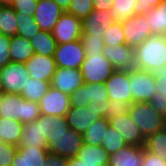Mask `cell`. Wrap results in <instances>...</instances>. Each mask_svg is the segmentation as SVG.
<instances>
[{
	"label": "cell",
	"instance_id": "obj_27",
	"mask_svg": "<svg viewBox=\"0 0 166 166\" xmlns=\"http://www.w3.org/2000/svg\"><path fill=\"white\" fill-rule=\"evenodd\" d=\"M23 126L20 121L0 117V141L18 146L23 134Z\"/></svg>",
	"mask_w": 166,
	"mask_h": 166
},
{
	"label": "cell",
	"instance_id": "obj_6",
	"mask_svg": "<svg viewBox=\"0 0 166 166\" xmlns=\"http://www.w3.org/2000/svg\"><path fill=\"white\" fill-rule=\"evenodd\" d=\"M84 83H104L116 70L103 53L86 54L81 65Z\"/></svg>",
	"mask_w": 166,
	"mask_h": 166
},
{
	"label": "cell",
	"instance_id": "obj_20",
	"mask_svg": "<svg viewBox=\"0 0 166 166\" xmlns=\"http://www.w3.org/2000/svg\"><path fill=\"white\" fill-rule=\"evenodd\" d=\"M115 22L109 10L93 9L92 12L82 20V34L103 37L102 32Z\"/></svg>",
	"mask_w": 166,
	"mask_h": 166
},
{
	"label": "cell",
	"instance_id": "obj_11",
	"mask_svg": "<svg viewBox=\"0 0 166 166\" xmlns=\"http://www.w3.org/2000/svg\"><path fill=\"white\" fill-rule=\"evenodd\" d=\"M52 35L57 44H64L81 39L82 20L72 14L64 12L54 26Z\"/></svg>",
	"mask_w": 166,
	"mask_h": 166
},
{
	"label": "cell",
	"instance_id": "obj_47",
	"mask_svg": "<svg viewBox=\"0 0 166 166\" xmlns=\"http://www.w3.org/2000/svg\"><path fill=\"white\" fill-rule=\"evenodd\" d=\"M69 158L49 153L46 157L45 166H68Z\"/></svg>",
	"mask_w": 166,
	"mask_h": 166
},
{
	"label": "cell",
	"instance_id": "obj_40",
	"mask_svg": "<svg viewBox=\"0 0 166 166\" xmlns=\"http://www.w3.org/2000/svg\"><path fill=\"white\" fill-rule=\"evenodd\" d=\"M16 151L17 146L0 141V166H11Z\"/></svg>",
	"mask_w": 166,
	"mask_h": 166
},
{
	"label": "cell",
	"instance_id": "obj_41",
	"mask_svg": "<svg viewBox=\"0 0 166 166\" xmlns=\"http://www.w3.org/2000/svg\"><path fill=\"white\" fill-rule=\"evenodd\" d=\"M109 106L106 111V119H110L112 117H117L121 114H126L129 111L130 104L124 101H112L109 100Z\"/></svg>",
	"mask_w": 166,
	"mask_h": 166
},
{
	"label": "cell",
	"instance_id": "obj_12",
	"mask_svg": "<svg viewBox=\"0 0 166 166\" xmlns=\"http://www.w3.org/2000/svg\"><path fill=\"white\" fill-rule=\"evenodd\" d=\"M41 115L65 117L70 109V96L49 87L47 93L39 101Z\"/></svg>",
	"mask_w": 166,
	"mask_h": 166
},
{
	"label": "cell",
	"instance_id": "obj_19",
	"mask_svg": "<svg viewBox=\"0 0 166 166\" xmlns=\"http://www.w3.org/2000/svg\"><path fill=\"white\" fill-rule=\"evenodd\" d=\"M103 55L115 67L116 70L134 69V49L127 44L116 46H104Z\"/></svg>",
	"mask_w": 166,
	"mask_h": 166
},
{
	"label": "cell",
	"instance_id": "obj_46",
	"mask_svg": "<svg viewBox=\"0 0 166 166\" xmlns=\"http://www.w3.org/2000/svg\"><path fill=\"white\" fill-rule=\"evenodd\" d=\"M142 166H166V162L157 155L148 152L144 148Z\"/></svg>",
	"mask_w": 166,
	"mask_h": 166
},
{
	"label": "cell",
	"instance_id": "obj_22",
	"mask_svg": "<svg viewBox=\"0 0 166 166\" xmlns=\"http://www.w3.org/2000/svg\"><path fill=\"white\" fill-rule=\"evenodd\" d=\"M49 153L47 148L17 147L11 166H45Z\"/></svg>",
	"mask_w": 166,
	"mask_h": 166
},
{
	"label": "cell",
	"instance_id": "obj_39",
	"mask_svg": "<svg viewBox=\"0 0 166 166\" xmlns=\"http://www.w3.org/2000/svg\"><path fill=\"white\" fill-rule=\"evenodd\" d=\"M38 0H14L11 7L15 12L34 16Z\"/></svg>",
	"mask_w": 166,
	"mask_h": 166
},
{
	"label": "cell",
	"instance_id": "obj_17",
	"mask_svg": "<svg viewBox=\"0 0 166 166\" xmlns=\"http://www.w3.org/2000/svg\"><path fill=\"white\" fill-rule=\"evenodd\" d=\"M63 13L54 0H38L33 17L41 30L52 32Z\"/></svg>",
	"mask_w": 166,
	"mask_h": 166
},
{
	"label": "cell",
	"instance_id": "obj_10",
	"mask_svg": "<svg viewBox=\"0 0 166 166\" xmlns=\"http://www.w3.org/2000/svg\"><path fill=\"white\" fill-rule=\"evenodd\" d=\"M4 93L18 94L30 79L25 63L10 62L0 69Z\"/></svg>",
	"mask_w": 166,
	"mask_h": 166
},
{
	"label": "cell",
	"instance_id": "obj_1",
	"mask_svg": "<svg viewBox=\"0 0 166 166\" xmlns=\"http://www.w3.org/2000/svg\"><path fill=\"white\" fill-rule=\"evenodd\" d=\"M50 153L63 157H75L84 144L83 134L70 128L65 117L50 116V132L47 139Z\"/></svg>",
	"mask_w": 166,
	"mask_h": 166
},
{
	"label": "cell",
	"instance_id": "obj_24",
	"mask_svg": "<svg viewBox=\"0 0 166 166\" xmlns=\"http://www.w3.org/2000/svg\"><path fill=\"white\" fill-rule=\"evenodd\" d=\"M9 54L11 62L26 63L35 53L30 40L15 35L11 37Z\"/></svg>",
	"mask_w": 166,
	"mask_h": 166
},
{
	"label": "cell",
	"instance_id": "obj_35",
	"mask_svg": "<svg viewBox=\"0 0 166 166\" xmlns=\"http://www.w3.org/2000/svg\"><path fill=\"white\" fill-rule=\"evenodd\" d=\"M102 33L104 46L112 45L114 47L116 45L126 44L122 22H115Z\"/></svg>",
	"mask_w": 166,
	"mask_h": 166
},
{
	"label": "cell",
	"instance_id": "obj_23",
	"mask_svg": "<svg viewBox=\"0 0 166 166\" xmlns=\"http://www.w3.org/2000/svg\"><path fill=\"white\" fill-rule=\"evenodd\" d=\"M144 147L127 145L109 155L107 166H142Z\"/></svg>",
	"mask_w": 166,
	"mask_h": 166
},
{
	"label": "cell",
	"instance_id": "obj_16",
	"mask_svg": "<svg viewBox=\"0 0 166 166\" xmlns=\"http://www.w3.org/2000/svg\"><path fill=\"white\" fill-rule=\"evenodd\" d=\"M84 84L80 69L57 67L50 86L67 95H72Z\"/></svg>",
	"mask_w": 166,
	"mask_h": 166
},
{
	"label": "cell",
	"instance_id": "obj_38",
	"mask_svg": "<svg viewBox=\"0 0 166 166\" xmlns=\"http://www.w3.org/2000/svg\"><path fill=\"white\" fill-rule=\"evenodd\" d=\"M81 41L85 50V54L103 53V37L87 36L86 34H82Z\"/></svg>",
	"mask_w": 166,
	"mask_h": 166
},
{
	"label": "cell",
	"instance_id": "obj_43",
	"mask_svg": "<svg viewBox=\"0 0 166 166\" xmlns=\"http://www.w3.org/2000/svg\"><path fill=\"white\" fill-rule=\"evenodd\" d=\"M11 37L0 33V69L11 62L9 48Z\"/></svg>",
	"mask_w": 166,
	"mask_h": 166
},
{
	"label": "cell",
	"instance_id": "obj_13",
	"mask_svg": "<svg viewBox=\"0 0 166 166\" xmlns=\"http://www.w3.org/2000/svg\"><path fill=\"white\" fill-rule=\"evenodd\" d=\"M129 82V70H115L104 82L109 100L124 101L131 105L132 94Z\"/></svg>",
	"mask_w": 166,
	"mask_h": 166
},
{
	"label": "cell",
	"instance_id": "obj_34",
	"mask_svg": "<svg viewBox=\"0 0 166 166\" xmlns=\"http://www.w3.org/2000/svg\"><path fill=\"white\" fill-rule=\"evenodd\" d=\"M16 16L18 24L16 35L31 40L32 37L41 31L33 16L28 14H21L19 12H16Z\"/></svg>",
	"mask_w": 166,
	"mask_h": 166
},
{
	"label": "cell",
	"instance_id": "obj_26",
	"mask_svg": "<svg viewBox=\"0 0 166 166\" xmlns=\"http://www.w3.org/2000/svg\"><path fill=\"white\" fill-rule=\"evenodd\" d=\"M152 35L166 36V0L145 14Z\"/></svg>",
	"mask_w": 166,
	"mask_h": 166
},
{
	"label": "cell",
	"instance_id": "obj_5",
	"mask_svg": "<svg viewBox=\"0 0 166 166\" xmlns=\"http://www.w3.org/2000/svg\"><path fill=\"white\" fill-rule=\"evenodd\" d=\"M128 114L141 131L144 139L166 126V119L159 115L149 102H133L129 107Z\"/></svg>",
	"mask_w": 166,
	"mask_h": 166
},
{
	"label": "cell",
	"instance_id": "obj_15",
	"mask_svg": "<svg viewBox=\"0 0 166 166\" xmlns=\"http://www.w3.org/2000/svg\"><path fill=\"white\" fill-rule=\"evenodd\" d=\"M126 44L135 49L143 41L152 35L149 24L146 22L145 14L134 15L122 22Z\"/></svg>",
	"mask_w": 166,
	"mask_h": 166
},
{
	"label": "cell",
	"instance_id": "obj_37",
	"mask_svg": "<svg viewBox=\"0 0 166 166\" xmlns=\"http://www.w3.org/2000/svg\"><path fill=\"white\" fill-rule=\"evenodd\" d=\"M93 9L92 0H72V3L66 12L83 20Z\"/></svg>",
	"mask_w": 166,
	"mask_h": 166
},
{
	"label": "cell",
	"instance_id": "obj_42",
	"mask_svg": "<svg viewBox=\"0 0 166 166\" xmlns=\"http://www.w3.org/2000/svg\"><path fill=\"white\" fill-rule=\"evenodd\" d=\"M153 74L157 96H166V64L157 68Z\"/></svg>",
	"mask_w": 166,
	"mask_h": 166
},
{
	"label": "cell",
	"instance_id": "obj_18",
	"mask_svg": "<svg viewBox=\"0 0 166 166\" xmlns=\"http://www.w3.org/2000/svg\"><path fill=\"white\" fill-rule=\"evenodd\" d=\"M28 74L34 79L50 82L57 65L54 57L34 53L25 63Z\"/></svg>",
	"mask_w": 166,
	"mask_h": 166
},
{
	"label": "cell",
	"instance_id": "obj_9",
	"mask_svg": "<svg viewBox=\"0 0 166 166\" xmlns=\"http://www.w3.org/2000/svg\"><path fill=\"white\" fill-rule=\"evenodd\" d=\"M53 57L57 67L80 69L86 57L81 39L57 44Z\"/></svg>",
	"mask_w": 166,
	"mask_h": 166
},
{
	"label": "cell",
	"instance_id": "obj_29",
	"mask_svg": "<svg viewBox=\"0 0 166 166\" xmlns=\"http://www.w3.org/2000/svg\"><path fill=\"white\" fill-rule=\"evenodd\" d=\"M109 126V120L105 117L94 121L83 134L84 143L94 146H100L105 137L106 130H108Z\"/></svg>",
	"mask_w": 166,
	"mask_h": 166
},
{
	"label": "cell",
	"instance_id": "obj_52",
	"mask_svg": "<svg viewBox=\"0 0 166 166\" xmlns=\"http://www.w3.org/2000/svg\"><path fill=\"white\" fill-rule=\"evenodd\" d=\"M4 94V90H3V82H2V77H1V73H0V95Z\"/></svg>",
	"mask_w": 166,
	"mask_h": 166
},
{
	"label": "cell",
	"instance_id": "obj_25",
	"mask_svg": "<svg viewBox=\"0 0 166 166\" xmlns=\"http://www.w3.org/2000/svg\"><path fill=\"white\" fill-rule=\"evenodd\" d=\"M76 157L88 165L107 166L109 154L101 146L84 143Z\"/></svg>",
	"mask_w": 166,
	"mask_h": 166
},
{
	"label": "cell",
	"instance_id": "obj_45",
	"mask_svg": "<svg viewBox=\"0 0 166 166\" xmlns=\"http://www.w3.org/2000/svg\"><path fill=\"white\" fill-rule=\"evenodd\" d=\"M149 104L159 113V115L166 119V96H157L156 93Z\"/></svg>",
	"mask_w": 166,
	"mask_h": 166
},
{
	"label": "cell",
	"instance_id": "obj_30",
	"mask_svg": "<svg viewBox=\"0 0 166 166\" xmlns=\"http://www.w3.org/2000/svg\"><path fill=\"white\" fill-rule=\"evenodd\" d=\"M50 82L37 80L32 77L25 84V88L21 91L20 96L31 102H37L47 93Z\"/></svg>",
	"mask_w": 166,
	"mask_h": 166
},
{
	"label": "cell",
	"instance_id": "obj_2",
	"mask_svg": "<svg viewBox=\"0 0 166 166\" xmlns=\"http://www.w3.org/2000/svg\"><path fill=\"white\" fill-rule=\"evenodd\" d=\"M137 70L154 72L166 64V36L151 35L134 49Z\"/></svg>",
	"mask_w": 166,
	"mask_h": 166
},
{
	"label": "cell",
	"instance_id": "obj_28",
	"mask_svg": "<svg viewBox=\"0 0 166 166\" xmlns=\"http://www.w3.org/2000/svg\"><path fill=\"white\" fill-rule=\"evenodd\" d=\"M34 52L43 56L53 57L56 50V40L52 32L41 30L30 40Z\"/></svg>",
	"mask_w": 166,
	"mask_h": 166
},
{
	"label": "cell",
	"instance_id": "obj_4",
	"mask_svg": "<svg viewBox=\"0 0 166 166\" xmlns=\"http://www.w3.org/2000/svg\"><path fill=\"white\" fill-rule=\"evenodd\" d=\"M41 115L40 105L18 94L4 93L0 98V117L14 119L22 124L35 121Z\"/></svg>",
	"mask_w": 166,
	"mask_h": 166
},
{
	"label": "cell",
	"instance_id": "obj_51",
	"mask_svg": "<svg viewBox=\"0 0 166 166\" xmlns=\"http://www.w3.org/2000/svg\"><path fill=\"white\" fill-rule=\"evenodd\" d=\"M14 0H0L1 6H11Z\"/></svg>",
	"mask_w": 166,
	"mask_h": 166
},
{
	"label": "cell",
	"instance_id": "obj_31",
	"mask_svg": "<svg viewBox=\"0 0 166 166\" xmlns=\"http://www.w3.org/2000/svg\"><path fill=\"white\" fill-rule=\"evenodd\" d=\"M144 148L166 162V126L145 139Z\"/></svg>",
	"mask_w": 166,
	"mask_h": 166
},
{
	"label": "cell",
	"instance_id": "obj_8",
	"mask_svg": "<svg viewBox=\"0 0 166 166\" xmlns=\"http://www.w3.org/2000/svg\"><path fill=\"white\" fill-rule=\"evenodd\" d=\"M129 84L133 102H150L157 93L153 72L131 69L129 70Z\"/></svg>",
	"mask_w": 166,
	"mask_h": 166
},
{
	"label": "cell",
	"instance_id": "obj_50",
	"mask_svg": "<svg viewBox=\"0 0 166 166\" xmlns=\"http://www.w3.org/2000/svg\"><path fill=\"white\" fill-rule=\"evenodd\" d=\"M59 7L66 12L70 6V4L72 3V0H54Z\"/></svg>",
	"mask_w": 166,
	"mask_h": 166
},
{
	"label": "cell",
	"instance_id": "obj_48",
	"mask_svg": "<svg viewBox=\"0 0 166 166\" xmlns=\"http://www.w3.org/2000/svg\"><path fill=\"white\" fill-rule=\"evenodd\" d=\"M94 10H109L113 6V0H92Z\"/></svg>",
	"mask_w": 166,
	"mask_h": 166
},
{
	"label": "cell",
	"instance_id": "obj_49",
	"mask_svg": "<svg viewBox=\"0 0 166 166\" xmlns=\"http://www.w3.org/2000/svg\"><path fill=\"white\" fill-rule=\"evenodd\" d=\"M68 166H96V165H88L81 162L76 156L70 157L68 161Z\"/></svg>",
	"mask_w": 166,
	"mask_h": 166
},
{
	"label": "cell",
	"instance_id": "obj_7",
	"mask_svg": "<svg viewBox=\"0 0 166 166\" xmlns=\"http://www.w3.org/2000/svg\"><path fill=\"white\" fill-rule=\"evenodd\" d=\"M50 132V116L40 115L33 122L24 124L23 134L17 147L47 148Z\"/></svg>",
	"mask_w": 166,
	"mask_h": 166
},
{
	"label": "cell",
	"instance_id": "obj_33",
	"mask_svg": "<svg viewBox=\"0 0 166 166\" xmlns=\"http://www.w3.org/2000/svg\"><path fill=\"white\" fill-rule=\"evenodd\" d=\"M137 0H113V6L109 9L111 17L116 22H123L133 17L134 6Z\"/></svg>",
	"mask_w": 166,
	"mask_h": 166
},
{
	"label": "cell",
	"instance_id": "obj_44",
	"mask_svg": "<svg viewBox=\"0 0 166 166\" xmlns=\"http://www.w3.org/2000/svg\"><path fill=\"white\" fill-rule=\"evenodd\" d=\"M162 0H137L134 6L135 15H144L158 6Z\"/></svg>",
	"mask_w": 166,
	"mask_h": 166
},
{
	"label": "cell",
	"instance_id": "obj_36",
	"mask_svg": "<svg viewBox=\"0 0 166 166\" xmlns=\"http://www.w3.org/2000/svg\"><path fill=\"white\" fill-rule=\"evenodd\" d=\"M100 146L103 147L109 155H111L120 151L123 147L127 146V144L123 140L122 136L109 126Z\"/></svg>",
	"mask_w": 166,
	"mask_h": 166
},
{
	"label": "cell",
	"instance_id": "obj_3",
	"mask_svg": "<svg viewBox=\"0 0 166 166\" xmlns=\"http://www.w3.org/2000/svg\"><path fill=\"white\" fill-rule=\"evenodd\" d=\"M109 98L104 83H84L70 95L71 107H88L95 116L106 118Z\"/></svg>",
	"mask_w": 166,
	"mask_h": 166
},
{
	"label": "cell",
	"instance_id": "obj_21",
	"mask_svg": "<svg viewBox=\"0 0 166 166\" xmlns=\"http://www.w3.org/2000/svg\"><path fill=\"white\" fill-rule=\"evenodd\" d=\"M65 118L70 128L77 133L84 134L94 121L102 118L95 116L88 107H70L66 113Z\"/></svg>",
	"mask_w": 166,
	"mask_h": 166
},
{
	"label": "cell",
	"instance_id": "obj_14",
	"mask_svg": "<svg viewBox=\"0 0 166 166\" xmlns=\"http://www.w3.org/2000/svg\"><path fill=\"white\" fill-rule=\"evenodd\" d=\"M108 120L110 127L122 136L127 145L145 146V139L141 131L135 125L128 113L112 117Z\"/></svg>",
	"mask_w": 166,
	"mask_h": 166
},
{
	"label": "cell",
	"instance_id": "obj_32",
	"mask_svg": "<svg viewBox=\"0 0 166 166\" xmlns=\"http://www.w3.org/2000/svg\"><path fill=\"white\" fill-rule=\"evenodd\" d=\"M17 16L11 6H2L0 10V33L12 37L17 34Z\"/></svg>",
	"mask_w": 166,
	"mask_h": 166
}]
</instances>
